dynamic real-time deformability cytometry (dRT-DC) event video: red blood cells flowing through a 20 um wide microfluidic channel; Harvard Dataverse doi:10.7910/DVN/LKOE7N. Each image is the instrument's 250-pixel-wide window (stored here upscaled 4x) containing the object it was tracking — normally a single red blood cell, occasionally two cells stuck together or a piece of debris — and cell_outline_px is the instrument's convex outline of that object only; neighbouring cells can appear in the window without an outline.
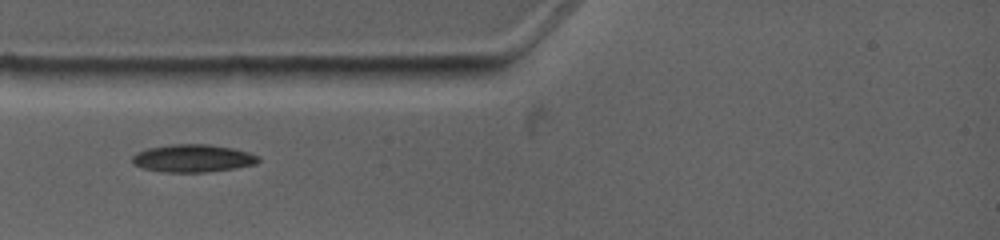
{"species": "common noctule bat (a hibernating species)", "species_latin": "Nyctalus noctula", "temperature_condition": "warm", "stored_images_in_passage": 3, "camera_frame_rate_fps": 4500, "um_per_image_px": 0.085, "animal": {"sex": "female", "body_mass_g": 19.0, "forearm_length_mm": 53.3}, "frame": {"image": 1, "passage_image": 1, "time_ms": 0.0, "image_size_px": [1000, 240], "cell_outline_px": [[260, 160], [256, 164], [208, 172], [164, 172], [144, 168], [132, 164], [132, 156], [136, 152], [148, 148], [172, 144], [208, 144], [232, 148], [248, 152], [260, 156]], "centroid_in_image_um": [16.38, 13.45], "position_along_channel_um": 68.6, "area_um2": 20.35}}
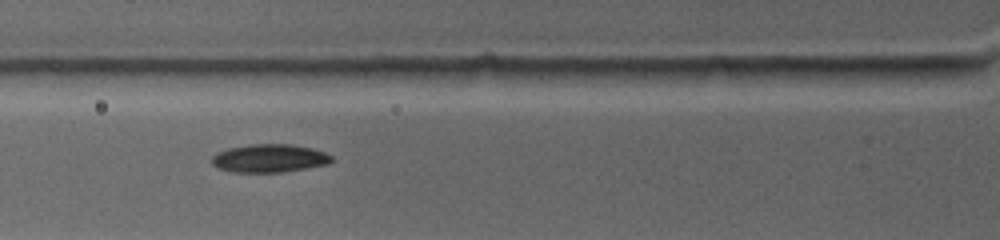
{"frame": {"image": 2, "passage_image": 2, "time_ms": 0.889, "image_size_px": [1000, 240], "cell_outline_px": [[332, 160], [328, 164], [284, 172], [232, 172], [216, 168], [212, 164], [212, 156], [216, 152], [228, 148], [248, 144], [292, 144], [312, 148], [324, 152], [332, 156]], "centroid_in_image_um": [22.86, 13.45], "position_along_channel_um": 102.9, "area_um2": 19.83}}
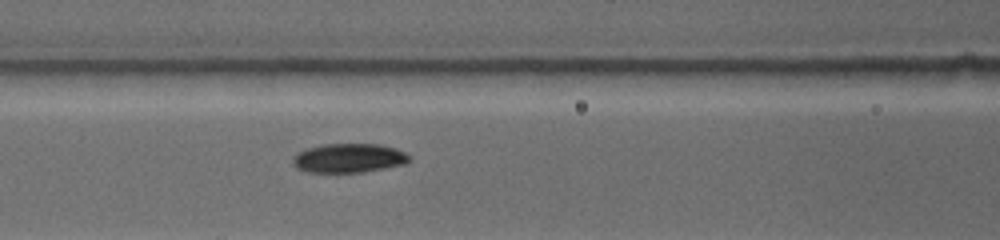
{"frame": {"image": 3, "passage_image": 3, "time_ms": 1.778, "image_size_px": [1000, 240], "cell_outline_px": [[408, 160], [404, 164], [360, 172], [304, 172], [296, 168], [292, 164], [292, 160], [296, 152], [308, 148], [324, 144], [380, 144], [396, 148], [404, 152], [408, 156]], "centroid_in_image_um": [29.58, 13.43], "position_along_channel_um": 137.0, "area_um2": 19.65}}